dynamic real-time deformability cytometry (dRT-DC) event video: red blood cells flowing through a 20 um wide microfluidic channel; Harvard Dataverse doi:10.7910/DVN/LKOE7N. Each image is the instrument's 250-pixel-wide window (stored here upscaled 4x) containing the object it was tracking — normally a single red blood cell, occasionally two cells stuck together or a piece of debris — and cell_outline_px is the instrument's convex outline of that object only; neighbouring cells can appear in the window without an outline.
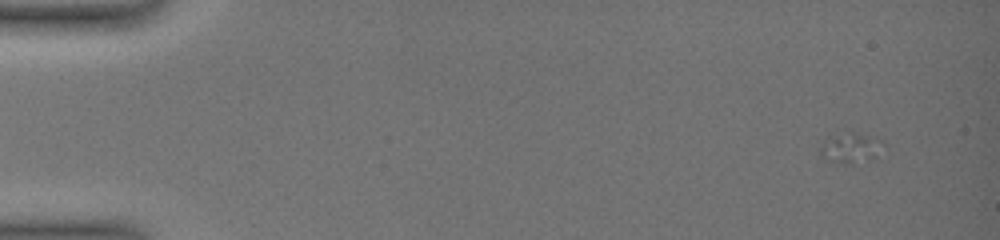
{"species": "common noctule bat (a hibernating species)", "species_latin": "Nyctalus noctula", "temperature_condition": "warm", "stored_images_in_passage": 12, "camera_frame_rate_fps": 3000, "um_per_image_px": 0.085, "animal": {"sex": "female", "body_mass_g": 19.0, "forearm_length_mm": 51.5}, "frame": {"image": 1, "passage_image": 1, "time_ms": 0.0, "image_size_px": [1000, 240], "cell_outline_px": [[884, 144], [876, 156], [844, 164], [824, 160], [820, 156], [820, 148], [824, 140], [828, 136], [856, 132], [880, 140]], "centroid_in_image_um": [72.22, 12.57], "position_along_channel_um": 12.8, "area_um2": 10.69}}